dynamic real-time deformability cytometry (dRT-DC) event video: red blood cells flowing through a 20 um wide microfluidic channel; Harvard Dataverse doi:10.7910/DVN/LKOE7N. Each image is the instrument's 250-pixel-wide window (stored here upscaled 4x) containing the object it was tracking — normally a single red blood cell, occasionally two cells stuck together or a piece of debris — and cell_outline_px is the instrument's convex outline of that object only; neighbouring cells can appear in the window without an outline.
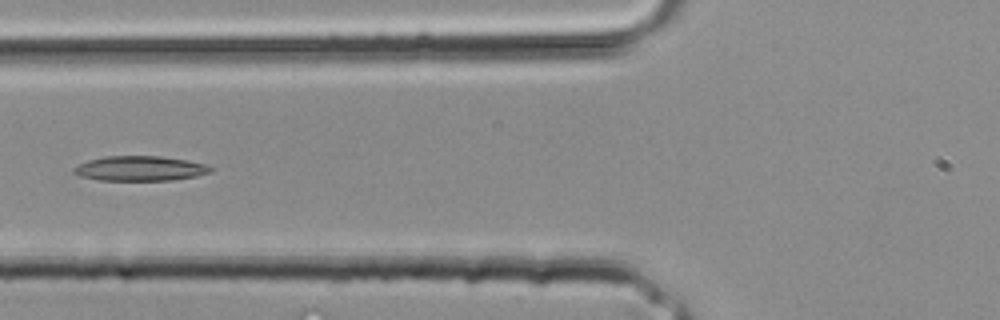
{"species": "common noctule bat (a hibernating species)", "species_latin": "Nyctalus noctula", "temperature_condition": "room temperature", "stored_images_in_passage": 29, "camera_frame_rate_fps": 3000, "um_per_image_px": 0.085, "animal": {"sex": "male", "body_mass_g": 20.4}, "frame": {"image": 1, "passage_image": 9, "time_ms": 2.667, "image_size_px": [1000, 320], "cell_outline_px": [[212, 172], [196, 176], [172, 180], [96, 180], [80, 176], [72, 172], [72, 168], [88, 160], [104, 156], [160, 156], [188, 160], [208, 164], [212, 168]], "centroid_in_image_um": [11.91, 14.31], "position_along_channel_um": 113.9, "area_um2": 19.94}}
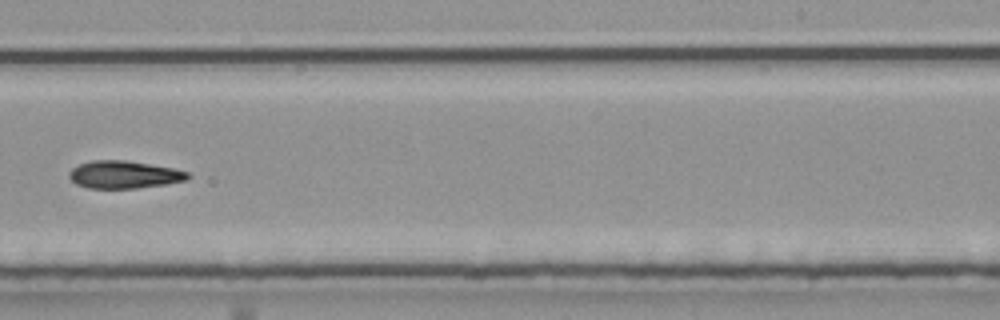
{"frame": {"image": 2, "passage_image": 17, "time_ms": 5.333, "image_size_px": [1000, 320], "cell_outline_px": [[192, 176], [184, 180], [164, 184], [136, 188], [88, 188], [76, 184], [68, 176], [68, 172], [72, 168], [80, 164], [92, 160], [124, 160], [172, 168], [188, 172]], "centroid_in_image_um": [10.5, 14.84], "position_along_channel_um": 278.5, "area_um2": 18.84}}
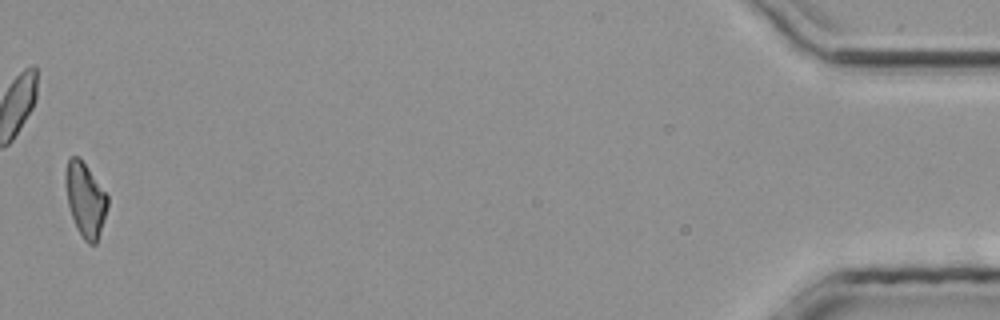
{"frame": {"image": 3, "passage_image": 29, "time_ms": 9.333, "image_size_px": [1000, 320], "cell_outline_px": [[108, 204], [100, 232], [96, 244], [88, 244], [84, 240], [72, 216], [68, 204], [64, 184], [64, 176], [68, 160], [72, 156], [80, 156], [108, 196]], "centroid_in_image_um": [7.24, 16.92], "position_along_channel_um": 428.0, "area_um2": 17.98}}